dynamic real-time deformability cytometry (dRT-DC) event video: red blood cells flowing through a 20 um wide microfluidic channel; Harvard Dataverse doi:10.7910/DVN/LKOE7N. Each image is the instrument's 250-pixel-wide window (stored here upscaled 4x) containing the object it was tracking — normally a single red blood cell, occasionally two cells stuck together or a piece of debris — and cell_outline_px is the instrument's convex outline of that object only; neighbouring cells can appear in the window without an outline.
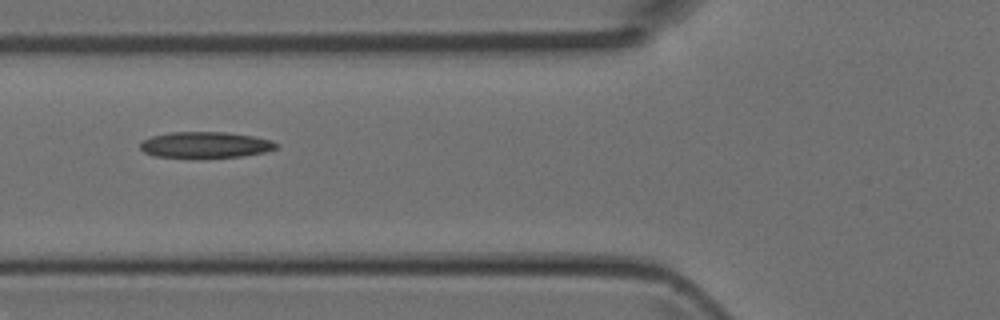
{"species": "Egyptian fruit bat (a non-hibernating species)", "species_latin": "Rousettus aegyptiacus", "temperature_condition": "room temperature", "stored_images_in_passage": 5, "camera_frame_rate_fps": 3000, "um_per_image_px": 0.085, "animal": {"sex": "female"}, "frame": {"image": 1, "passage_image": 5, "time_ms": 1.333, "image_size_px": [1000, 320], "cell_outline_px": [[280, 144], [276, 148], [264, 152], [244, 156], [152, 156], [144, 152], [140, 148], [140, 140], [152, 136], [168, 132], [228, 132], [252, 136], [272, 140]], "centroid_in_image_um": [17.45, 12.28], "position_along_channel_um": 108.4, "area_um2": 20.35}}